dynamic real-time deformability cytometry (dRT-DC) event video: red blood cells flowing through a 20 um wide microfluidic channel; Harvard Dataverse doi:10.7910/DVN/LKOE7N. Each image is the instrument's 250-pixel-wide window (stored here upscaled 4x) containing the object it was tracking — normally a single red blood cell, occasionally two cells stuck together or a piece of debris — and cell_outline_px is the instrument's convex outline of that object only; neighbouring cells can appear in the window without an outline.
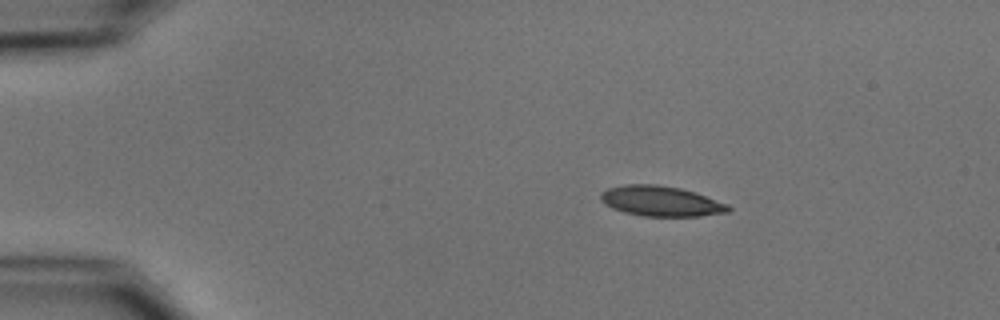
{"species": "common noctule bat (a hibernating species)", "species_latin": "Nyctalus noctula", "temperature_condition": "cold", "stored_images_in_passage": 4, "camera_frame_rate_fps": 3000, "um_per_image_px": 0.085, "animal": {"sex": "male", "body_mass_g": 15.6}, "frame": {"image": 1, "passage_image": 2, "time_ms": 1.0, "image_size_px": [1000, 320], "cell_outline_px": [[732, 208], [728, 212], [700, 216], [644, 216], [624, 212], [612, 208], [604, 204], [600, 200], [600, 192], [608, 188], [624, 184], [656, 184], [680, 188], [696, 192], [728, 204]], "centroid_in_image_um": [56.17, 17.09], "position_along_channel_um": 28.8, "area_um2": 22.66}}
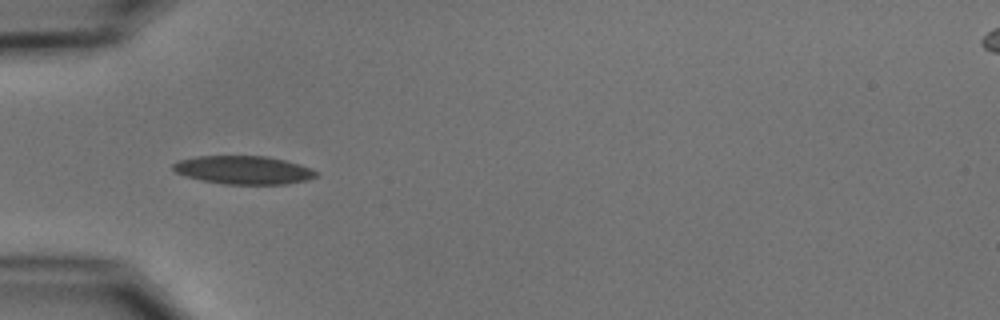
{"frame": {"image": 2, "passage_image": 4, "time_ms": 3.667, "image_size_px": [1000, 320], "cell_outline_px": [[320, 172], [316, 176], [308, 180], [288, 184], [224, 184], [184, 176], [176, 172], [172, 168], [172, 164], [180, 160], [196, 156], [268, 156], [300, 164], [312, 168]], "centroid_in_image_um": [20.74, 14.45], "position_along_channel_um": 64.3, "area_um2": 23.7}}